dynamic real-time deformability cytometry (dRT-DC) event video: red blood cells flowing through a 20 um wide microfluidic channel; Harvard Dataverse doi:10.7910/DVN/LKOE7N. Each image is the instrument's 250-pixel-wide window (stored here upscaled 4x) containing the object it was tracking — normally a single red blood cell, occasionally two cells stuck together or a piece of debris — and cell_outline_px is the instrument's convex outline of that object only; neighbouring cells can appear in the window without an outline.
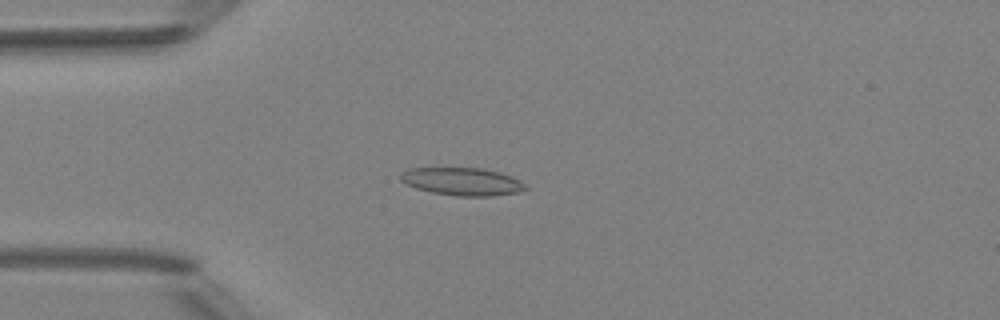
{"species": "Egyptian fruit bat (a non-hibernating species)", "species_latin": "Rousettus aegyptiacus", "temperature_condition": "room temperature", "stored_images_in_passage": 4, "camera_frame_rate_fps": 3000, "um_per_image_px": 0.085, "animal": {"sex": "female"}, "frame": {"image": 1, "passage_image": 4, "time_ms": 3.333, "image_size_px": [1000, 320], "cell_outline_px": [[528, 188], [516, 192], [492, 196], [456, 196], [432, 192], [416, 188], [400, 180], [400, 172], [408, 168], [484, 168], [500, 172], [512, 176], [520, 180]], "centroid_in_image_um": [39.28, 15.42], "position_along_channel_um": 45.7, "area_um2": 20.23}}